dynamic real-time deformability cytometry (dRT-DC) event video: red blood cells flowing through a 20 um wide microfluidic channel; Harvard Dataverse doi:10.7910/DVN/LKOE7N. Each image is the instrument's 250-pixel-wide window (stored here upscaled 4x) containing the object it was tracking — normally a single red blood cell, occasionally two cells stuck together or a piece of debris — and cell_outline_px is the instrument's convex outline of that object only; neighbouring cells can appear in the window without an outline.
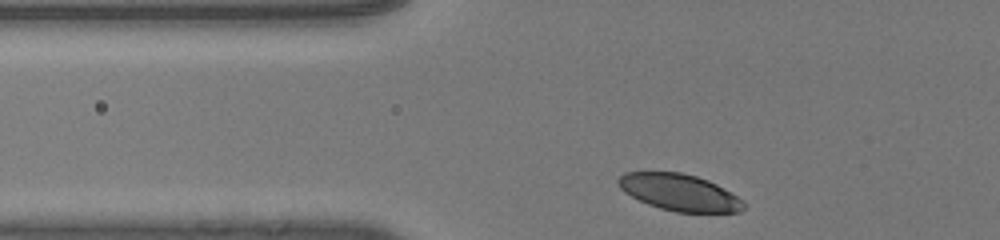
{"species": "human", "species_latin": "Homo sapiens", "temperature_condition": "room temperature", "stored_images_in_passage": 29, "camera_frame_rate_fps": 3000, "um_per_image_px": 0.085, "donor": {"sex": "male"}, "frame": {"image": 1, "passage_image": 2, "time_ms": 0.333, "image_size_px": [1000, 240], "cell_outline_px": [[744, 208], [740, 212], [676, 212], [660, 208], [648, 204], [624, 192], [616, 184], [616, 180], [624, 172], [680, 172], [696, 176], [708, 180], [716, 184], [736, 196], [744, 204]], "centroid_in_image_um": [57.7, 16.34], "position_along_channel_um": 68.1, "area_um2": 26.59}}
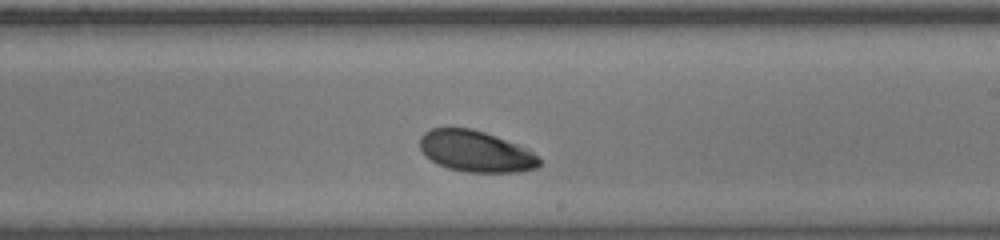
{"frame": {"image": 2, "passage_image": 17, "time_ms": 5.333, "image_size_px": [1000, 240], "cell_outline_px": [[540, 164], [536, 168], [516, 172], [464, 172], [448, 168], [436, 164], [420, 148], [420, 136], [424, 132], [432, 128], [468, 128], [484, 132], [520, 144], [532, 152], [540, 160]], "centroid_in_image_um": [40.44, 12.86], "position_along_channel_um": 248.6, "area_um2": 28.61}}
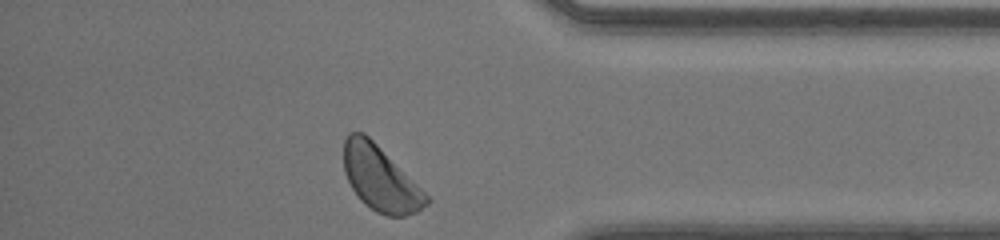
{"frame": {"image": 3, "passage_image": 29, "time_ms": 9.333, "image_size_px": [1000, 240], "cell_outline_px": [[432, 200], [428, 204], [416, 212], [404, 216], [388, 216], [376, 212], [364, 204], [360, 200], [352, 188], [344, 172], [344, 140], [348, 132], [364, 132]], "centroid_in_image_um": [32.3, 15.19], "position_along_channel_um": 402.9, "area_um2": 30.69}, "authors_computed_cell_mechanics": {"area_um2": 28.9578, "velocity_mm_per_s": 4.0435, "shape_relaxation_time_tau1_ms": 1.6086, "shape_relaxation_time_tau2_ms": null, "deformation_change_tau1": 0.0917, "deformation_change_tau2": null}}